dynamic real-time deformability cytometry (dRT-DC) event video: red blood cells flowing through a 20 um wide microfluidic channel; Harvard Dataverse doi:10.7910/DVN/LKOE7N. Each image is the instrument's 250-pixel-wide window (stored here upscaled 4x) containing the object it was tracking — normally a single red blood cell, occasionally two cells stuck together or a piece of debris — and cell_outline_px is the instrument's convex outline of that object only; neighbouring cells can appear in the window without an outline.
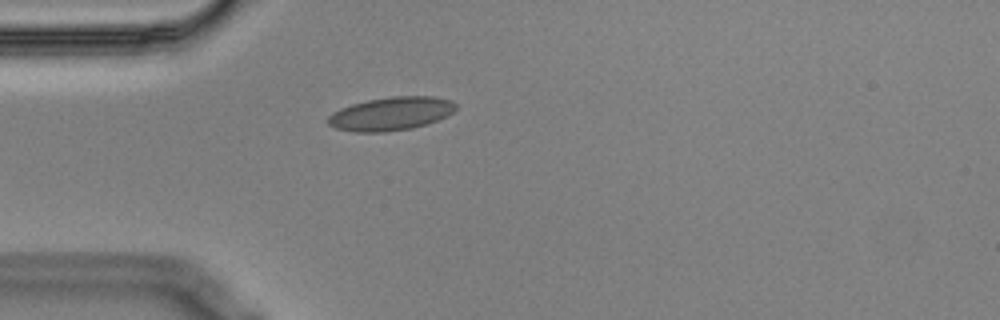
{"species": "Egyptian fruit bat (a non-hibernating species)", "species_latin": "Rousettus aegyptiacus", "temperature_condition": "cold", "stored_images_in_passage": 42, "camera_frame_rate_fps": 3000, "um_per_image_px": 0.085, "animal": {"sex": "male"}, "frame": {"image": 1, "passage_image": 1, "time_ms": 0.0, "image_size_px": [1000, 320], "cell_outline_px": [[456, 108], [452, 112], [436, 120], [412, 128], [384, 132], [352, 132], [336, 128], [328, 124], [328, 116], [332, 112], [340, 108], [352, 104], [368, 100], [392, 96], [432, 96], [452, 100], [456, 104]], "centroid_in_image_um": [33.2, 9.66], "position_along_channel_um": 51.8, "area_um2": 24.74}}
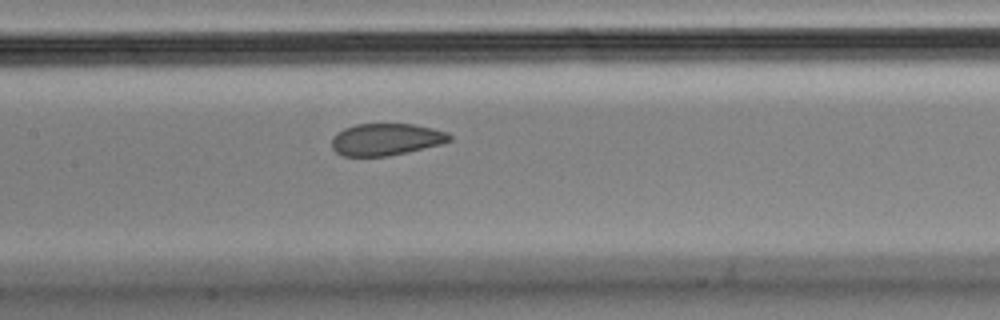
{"frame": {"image": 2, "passage_image": 12, "time_ms": 3.667, "image_size_px": [1000, 320], "cell_outline_px": [[452, 140], [444, 144], [408, 152], [388, 156], [344, 156], [336, 152], [332, 148], [332, 136], [344, 128], [356, 124], [412, 124], [432, 128], [448, 132], [452, 136]], "centroid_in_image_um": [32.85, 11.85], "position_along_channel_um": 174.6, "area_um2": 22.14}}
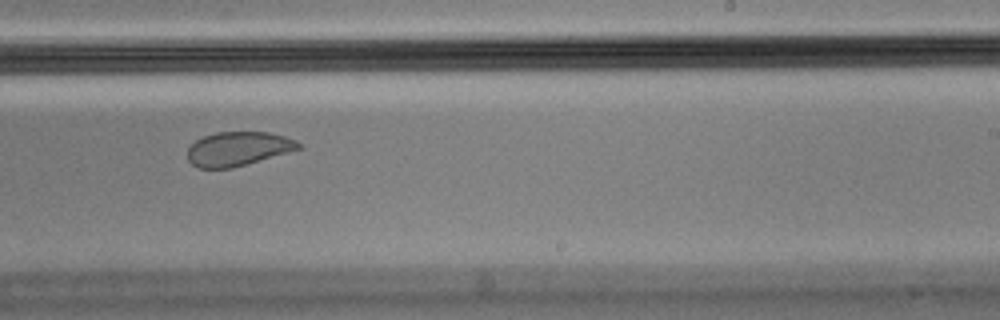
{"frame": {"image": 3, "passage_image": 20, "time_ms": 6.333, "image_size_px": [1000, 320], "cell_outline_px": [[300, 148], [232, 168], [200, 168], [192, 164], [188, 160], [188, 148], [196, 140], [204, 136], [216, 132], [268, 132], [284, 136], [296, 140], [300, 144]], "centroid_in_image_um": [20.2, 12.64], "position_along_channel_um": 268.8, "area_um2": 21.68}, "authors_computed_cell_mechanics": {"area_um2": 23.7269, "velocity_mm_per_s": 3.538, "shape_relaxation_time_tau1_ms": null, "shape_relaxation_time_tau2_ms": 0.7174, "deformation_change_tau1": null, "deformation_change_tau2": 0.0468}}